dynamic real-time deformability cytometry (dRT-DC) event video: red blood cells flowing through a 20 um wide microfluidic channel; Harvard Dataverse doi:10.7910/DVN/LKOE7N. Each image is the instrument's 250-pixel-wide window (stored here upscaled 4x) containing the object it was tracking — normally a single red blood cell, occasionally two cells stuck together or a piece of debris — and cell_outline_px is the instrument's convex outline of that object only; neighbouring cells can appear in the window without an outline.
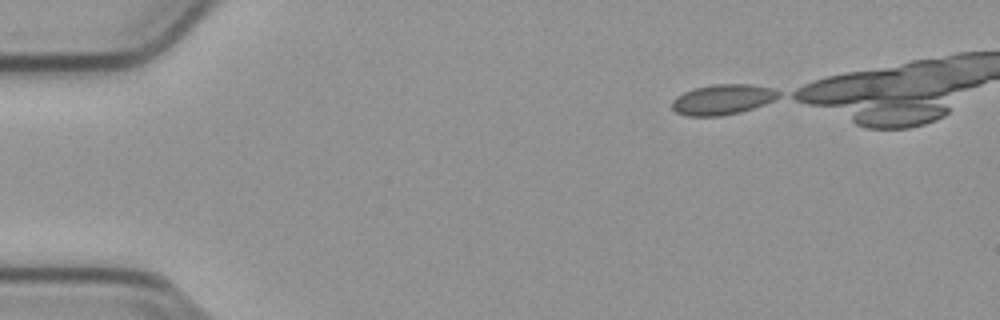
{"species": "common noctule bat (a hibernating species)", "species_latin": "Nyctalus noctula", "temperature_condition": "cold", "stored_images_in_passage": 10, "camera_frame_rate_fps": 3000, "um_per_image_px": 0.085, "animal": {"sex": "male", "body_mass_g": 23.1, "forearm_length_mm": 52.7}, "frame": {"image": 1, "passage_image": 1, "time_ms": 0.0, "image_size_px": [1000, 320], "cell_outline_px": [[780, 96], [764, 104], [740, 112], [720, 116], [688, 116], [676, 112], [672, 108], [672, 100], [676, 96], [684, 92], [696, 88], [712, 84], [748, 84], [772, 88], [780, 92]], "centroid_in_image_um": [61.4, 8.45], "position_along_channel_um": 23.6, "area_um2": 18.67}}